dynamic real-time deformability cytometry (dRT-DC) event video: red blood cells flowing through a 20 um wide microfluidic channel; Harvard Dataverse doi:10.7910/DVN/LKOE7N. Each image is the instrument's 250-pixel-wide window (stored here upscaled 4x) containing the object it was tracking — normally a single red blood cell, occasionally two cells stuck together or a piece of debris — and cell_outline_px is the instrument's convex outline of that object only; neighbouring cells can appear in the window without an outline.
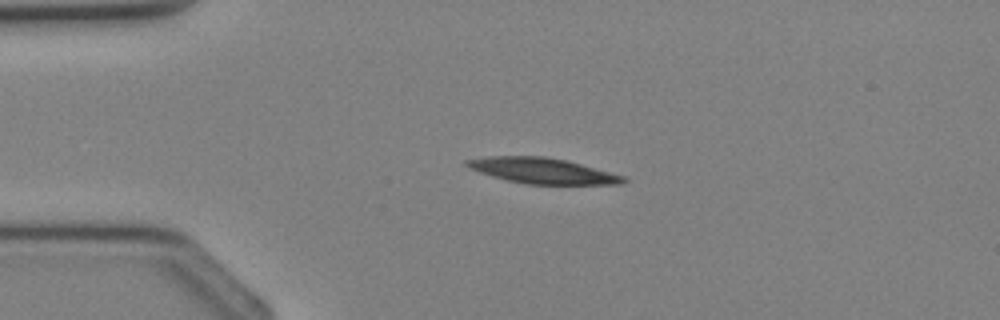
{"species": "Egyptian fruit bat (a non-hibernating species)", "species_latin": "Rousettus aegyptiacus", "temperature_condition": "cold", "stored_images_in_passage": 31, "camera_frame_rate_fps": 3000, "um_per_image_px": 0.085, "animal": {"sex": "female"}, "frame": {"image": 1, "passage_image": 7, "time_ms": 2.0, "image_size_px": [1000, 320], "cell_outline_px": [[628, 180], [624, 184], [524, 184], [492, 176], [468, 168], [464, 164], [464, 160], [488, 156], [544, 156], [564, 160], [580, 164], [624, 176]], "centroid_in_image_um": [46.07, 14.51], "position_along_channel_um": 38.9, "area_um2": 23.18}}
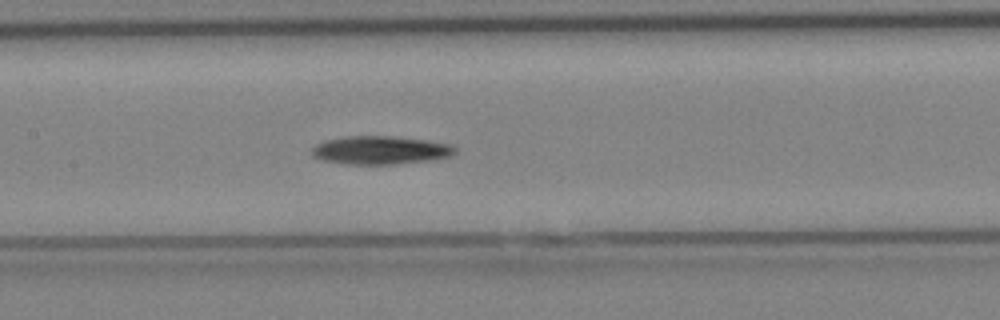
{"frame": {"image": 2, "passage_image": 16, "time_ms": 5.0, "image_size_px": [1000, 320], "cell_outline_px": [[456, 152], [452, 156], [432, 160], [396, 164], [344, 164], [324, 160], [312, 156], [312, 148], [316, 144], [324, 140], [344, 136], [392, 136], [428, 140], [452, 144], [456, 148]], "centroid_in_image_um": [32.36, 12.76], "position_along_channel_um": 175.0, "area_um2": 23.87}}
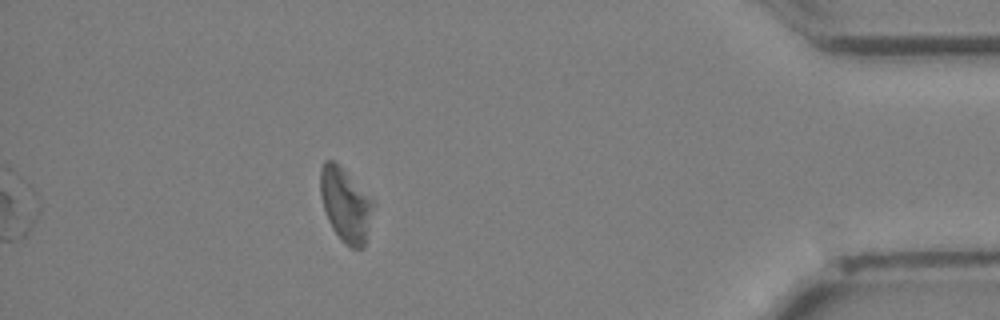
{"frame": {"image": 3, "passage_image": 31, "time_ms": 10.0, "image_size_px": [1000, 320], "cell_outline_px": [[372, 204], [364, 248], [352, 248], [332, 228], [328, 220], [320, 196], [320, 168], [324, 160], [332, 160], [372, 200]], "centroid_in_image_um": [29.31, 17.4], "position_along_channel_um": 405.9, "area_um2": 21.44}}